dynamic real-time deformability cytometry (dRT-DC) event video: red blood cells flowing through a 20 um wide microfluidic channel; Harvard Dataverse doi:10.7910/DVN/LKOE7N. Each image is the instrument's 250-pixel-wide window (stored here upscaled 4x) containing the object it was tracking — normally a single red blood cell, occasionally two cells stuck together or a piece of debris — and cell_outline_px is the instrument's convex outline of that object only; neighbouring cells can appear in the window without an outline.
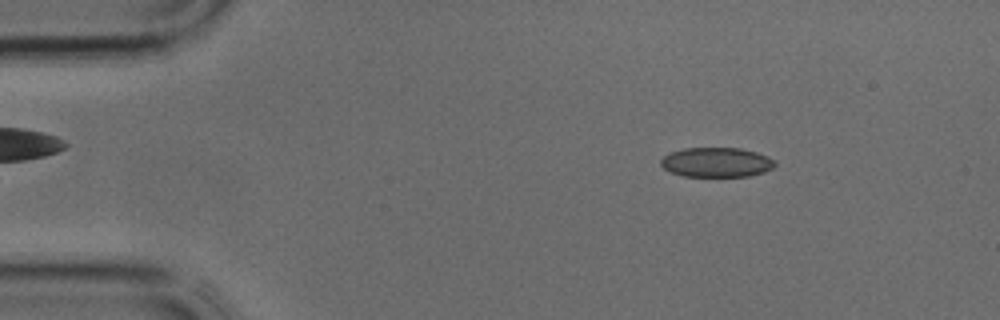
{"species": "common noctule bat (a hibernating species)", "species_latin": "Nyctalus noctula", "temperature_condition": "cold", "stored_images_in_passage": 34, "camera_frame_rate_fps": 3000, "um_per_image_px": 0.085, "animal": {"sex": "male", "body_mass_g": 17.9, "forearm_length_mm": 54.2}, "frame": {"image": 1, "passage_image": 1, "time_ms": 0.0, "image_size_px": [1000, 320], "cell_outline_px": [[776, 164], [772, 168], [764, 172], [748, 176], [684, 176], [672, 172], [664, 168], [660, 164], [660, 160], [664, 156], [672, 152], [684, 148], [740, 148], [756, 152], [768, 156], [776, 160]], "centroid_in_image_um": [60.93, 13.79], "position_along_channel_um": 24.1, "area_um2": 19.65}}
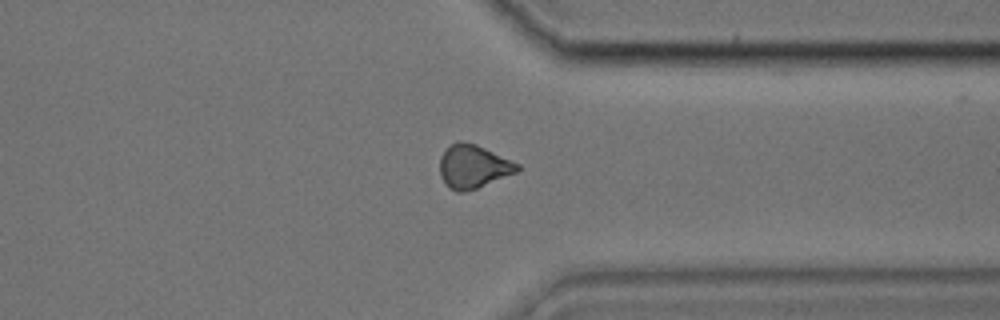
{"frame": {"image": 2, "passage_image": 25, "time_ms": 8.0, "image_size_px": [1000, 320], "cell_outline_px": [[520, 168], [516, 172], [476, 188], [464, 192], [456, 192], [448, 188], [444, 184], [440, 176], [440, 156], [456, 140], [460, 140], [476, 144], [520, 164]], "centroid_in_image_um": [40.19, 14.15], "position_along_channel_um": 371.2, "area_um2": 19.54}}
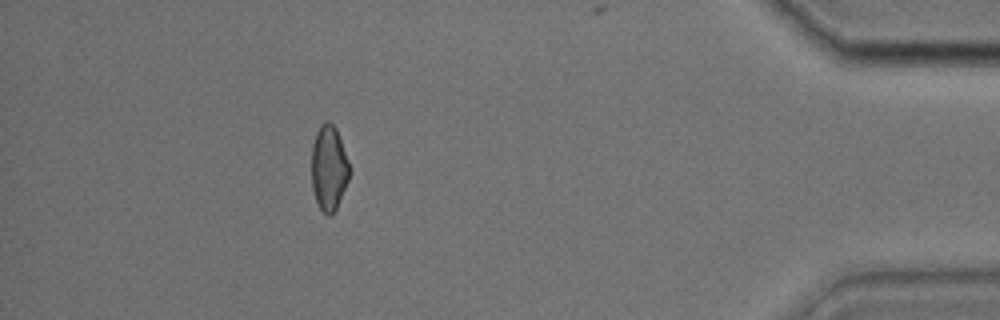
{"frame": {"image": 3, "passage_image": 30, "time_ms": 9.667, "image_size_px": [1000, 320], "cell_outline_px": [[348, 180], [336, 208], [332, 216], [328, 216], [316, 204], [312, 188], [312, 144], [316, 132], [320, 124], [324, 120], [328, 120], [336, 128], [348, 160]], "centroid_in_image_um": [27.92, 14.27], "position_along_channel_um": 407.3, "area_um2": 18.73}}